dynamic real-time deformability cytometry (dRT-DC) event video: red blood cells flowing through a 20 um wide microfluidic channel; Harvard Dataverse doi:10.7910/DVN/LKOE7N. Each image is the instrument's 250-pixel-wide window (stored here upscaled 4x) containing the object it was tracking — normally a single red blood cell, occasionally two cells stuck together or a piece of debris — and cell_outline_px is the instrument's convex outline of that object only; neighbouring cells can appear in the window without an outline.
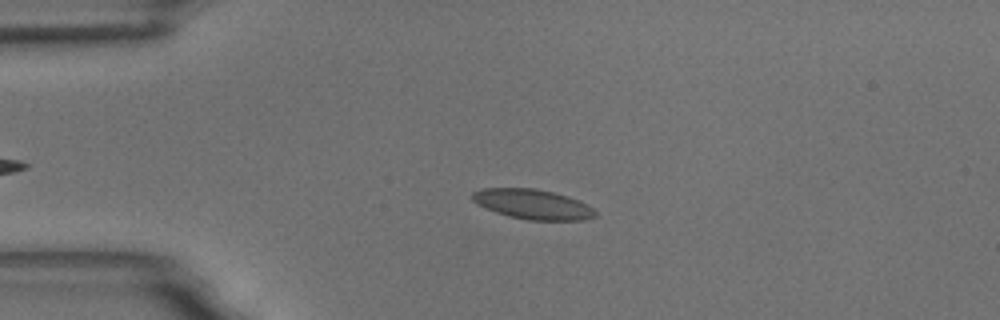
{"species": "common noctule bat (a hibernating species)", "species_latin": "Nyctalus noctula", "temperature_condition": "room temperature", "stored_images_in_passage": 50, "camera_frame_rate_fps": 3000, "um_per_image_px": 0.085, "animal": {"sex": "male", "body_mass_g": 18.8}, "frame": {"image": 1, "passage_image": 13, "time_ms": 4.0, "image_size_px": [1000, 320], "cell_outline_px": [[596, 216], [584, 220], [528, 220], [508, 216], [496, 212], [476, 204], [472, 200], [472, 192], [484, 188], [532, 188], [552, 192], [568, 196], [580, 200], [592, 208], [596, 212]], "centroid_in_image_um": [45.27, 17.36], "position_along_channel_um": 39.7, "area_um2": 21.39}}
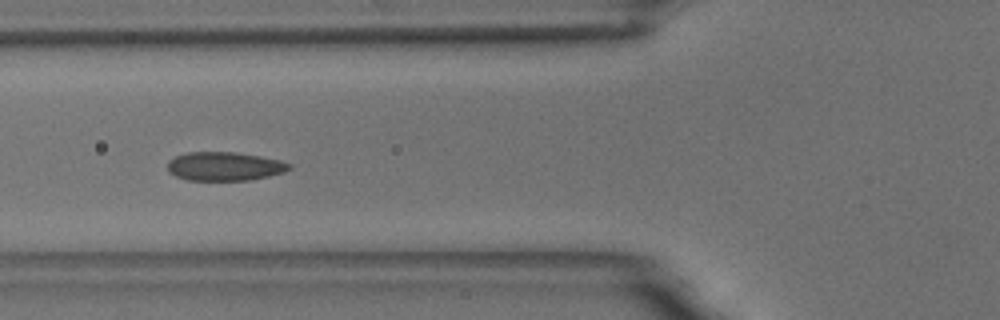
{"frame": {"image": 2, "passage_image": 21, "time_ms": 6.667, "image_size_px": [1000, 320], "cell_outline_px": [[292, 168], [284, 172], [252, 180], [188, 180], [176, 176], [168, 172], [168, 160], [176, 156], [188, 152], [236, 152], [260, 156], [280, 160], [292, 164]], "centroid_in_image_um": [19.1, 14.13], "position_along_channel_um": 106.7, "area_um2": 20.46}}
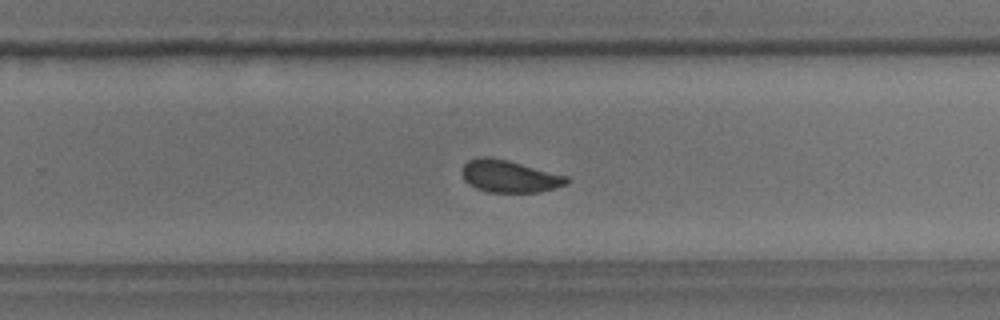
{"frame": {"image": 3, "passage_image": 36, "time_ms": 11.667, "image_size_px": [1000, 320], "cell_outline_px": [[572, 180], [568, 184], [556, 188], [540, 192], [488, 192], [476, 188], [464, 180], [460, 172], [460, 168], [468, 160], [480, 156], [488, 156], [508, 160], [568, 176]], "centroid_in_image_um": [43.3, 14.98], "position_along_channel_um": 286.5, "area_um2": 20.0}, "authors_computed_cell_mechanics": {"area_um2": 20.4901, "velocity_mm_per_s": 3.5954, "shape_relaxation_time_tau1_ms": 3.3571, "shape_relaxation_time_tau2_ms": 1.1112, "deformation_change_tau1": 0.0873, "deformation_change_tau2": 0.046}}